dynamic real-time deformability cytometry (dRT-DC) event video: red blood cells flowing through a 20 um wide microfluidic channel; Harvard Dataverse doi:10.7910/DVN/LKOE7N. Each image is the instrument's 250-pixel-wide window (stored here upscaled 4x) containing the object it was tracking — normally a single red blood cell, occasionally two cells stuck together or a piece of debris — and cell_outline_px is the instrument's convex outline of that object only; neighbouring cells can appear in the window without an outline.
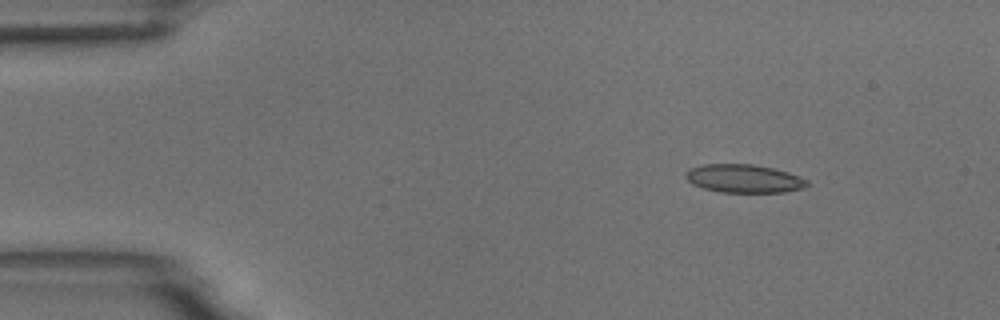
{"species": "common noctule bat (a hibernating species)", "species_latin": "Nyctalus noctula", "temperature_condition": "room temperature", "stored_images_in_passage": 48, "camera_frame_rate_fps": 3000, "um_per_image_px": 0.085, "animal": {"sex": "male", "body_mass_g": 18.8}, "frame": {"image": 1, "passage_image": 1, "time_ms": 0.0, "image_size_px": [1000, 320], "cell_outline_px": [[808, 184], [804, 188], [784, 192], [720, 192], [704, 188], [692, 184], [684, 176], [684, 172], [688, 168], [704, 164], [752, 164], [772, 168], [788, 172], [808, 180]], "centroid_in_image_um": [63.2, 15.17], "position_along_channel_um": 21.8, "area_um2": 20.06}}
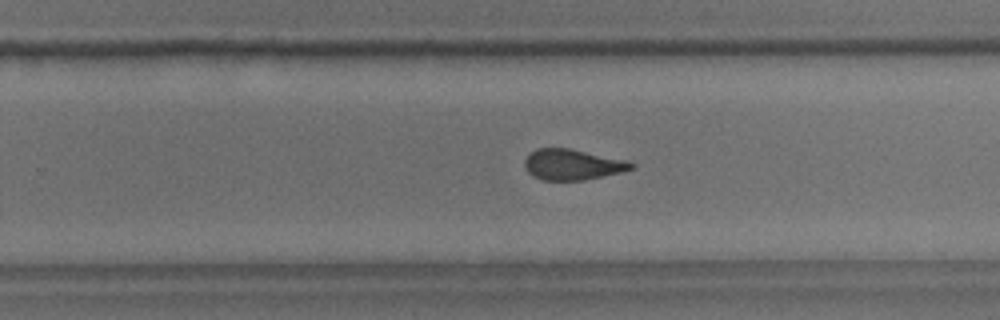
{"frame": {"image": 2, "passage_image": 28, "time_ms": 9.0, "image_size_px": [1000, 320], "cell_outline_px": [[636, 168], [624, 172], [584, 180], [544, 180], [532, 176], [524, 168], [524, 160], [528, 152], [536, 148], [568, 148], [628, 160], [636, 164]], "centroid_in_image_um": [48.67, 13.98], "position_along_channel_um": 281.1, "area_um2": 19.48}}
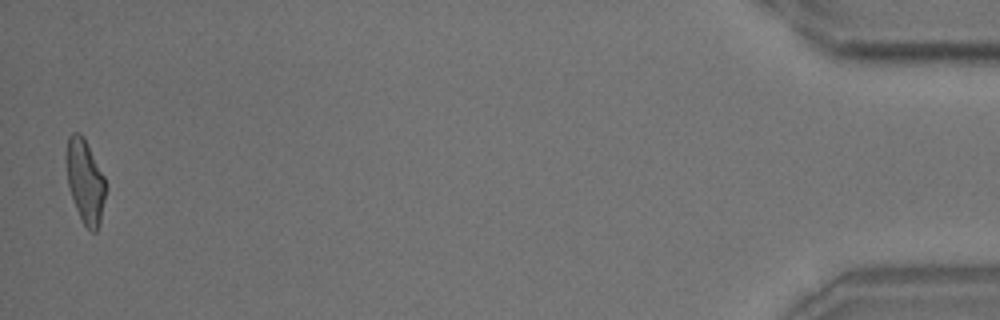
{"frame": {"image": 3, "passage_image": 47, "time_ms": 15.333, "image_size_px": [1000, 320], "cell_outline_px": [[104, 200], [100, 224], [96, 232], [92, 232], [84, 224], [76, 208], [68, 184], [64, 160], [68, 136], [72, 132], [80, 132], [84, 136], [104, 176]], "centroid_in_image_um": [7.2, 15.34], "position_along_channel_um": 428.0, "area_um2": 19.19}, "authors_computed_cell_mechanics": {"area_um2": 20.0566, "velocity_mm_per_s": 3.7591, "shape_relaxation_time_tau1_ms": 8.8955, "shape_relaxation_time_tau2_ms": 1.6169, "deformation_change_tau1": 0.1861, "deformation_change_tau2": 0.0852}}